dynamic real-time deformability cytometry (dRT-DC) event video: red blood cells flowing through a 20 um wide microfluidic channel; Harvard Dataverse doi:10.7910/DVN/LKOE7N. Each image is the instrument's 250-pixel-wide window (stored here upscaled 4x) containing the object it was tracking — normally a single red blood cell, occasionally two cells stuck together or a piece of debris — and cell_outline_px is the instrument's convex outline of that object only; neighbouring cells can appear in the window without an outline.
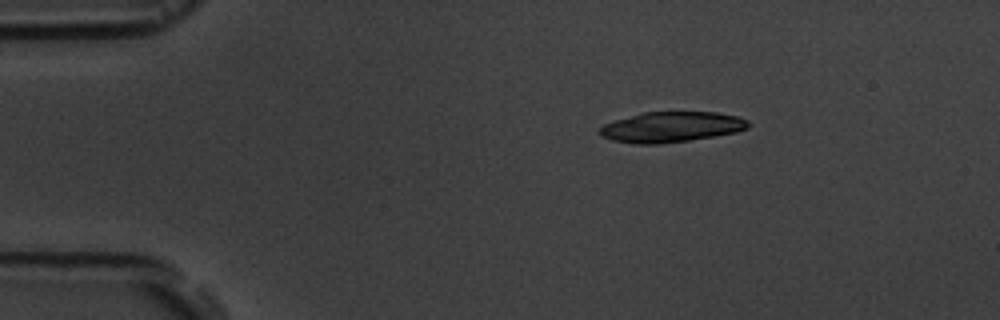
{"species": "common noctule bat (a hibernating species)", "species_latin": "Nyctalus noctula", "temperature_condition": "room temperature", "stored_images_in_passage": 3, "camera_frame_rate_fps": 3000, "um_per_image_px": 0.085, "animal": {"sex": "male", "body_mass_g": 19.5, "forearm_length_mm": 54.6}, "frame": {"image": 1, "passage_image": 1, "time_ms": 0.0, "image_size_px": [1000, 320], "cell_outline_px": [[752, 124], [748, 128], [736, 132], [688, 140], [660, 144], [636, 144], [612, 140], [600, 136], [600, 128], [604, 124], [616, 120], [644, 112], [716, 112], [736, 116], [748, 120]], "centroid_in_image_um": [57.08, 10.79], "position_along_channel_um": 27.9, "area_um2": 26.18}}